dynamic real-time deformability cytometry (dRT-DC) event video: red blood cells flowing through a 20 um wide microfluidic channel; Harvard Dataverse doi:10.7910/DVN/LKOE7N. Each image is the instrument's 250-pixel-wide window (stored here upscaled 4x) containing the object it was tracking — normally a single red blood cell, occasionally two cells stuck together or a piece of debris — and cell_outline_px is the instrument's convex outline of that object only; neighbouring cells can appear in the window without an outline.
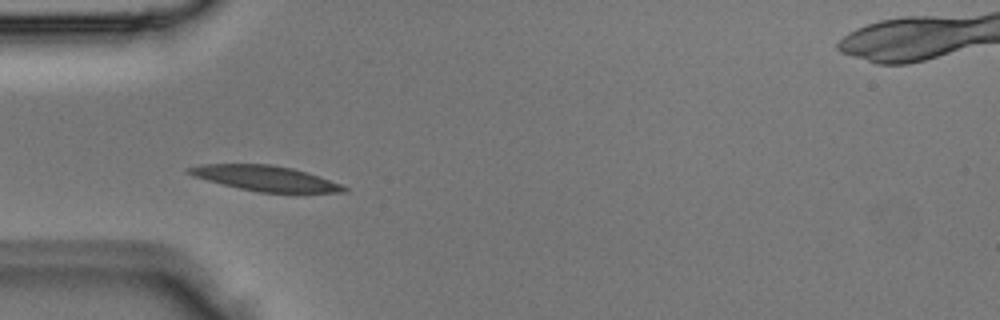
{"species": "Egyptian fruit bat (a non-hibernating species)", "species_latin": "Rousettus aegyptiacus", "temperature_condition": "room temperature", "stored_images_in_passage": 2, "camera_frame_rate_fps": 3000, "um_per_image_px": 0.085, "animal": {"sex": "male"}, "frame": {"image": 1, "passage_image": 2, "time_ms": 0.333, "image_size_px": [1000, 320], "cell_outline_px": [[348, 192], [260, 192], [240, 188], [192, 176], [184, 172], [184, 168], [200, 164], [272, 164], [292, 168], [308, 172], [340, 184], [348, 188]], "centroid_in_image_um": [22.5, 15.13], "position_along_channel_um": 62.5, "area_um2": 22.66}}